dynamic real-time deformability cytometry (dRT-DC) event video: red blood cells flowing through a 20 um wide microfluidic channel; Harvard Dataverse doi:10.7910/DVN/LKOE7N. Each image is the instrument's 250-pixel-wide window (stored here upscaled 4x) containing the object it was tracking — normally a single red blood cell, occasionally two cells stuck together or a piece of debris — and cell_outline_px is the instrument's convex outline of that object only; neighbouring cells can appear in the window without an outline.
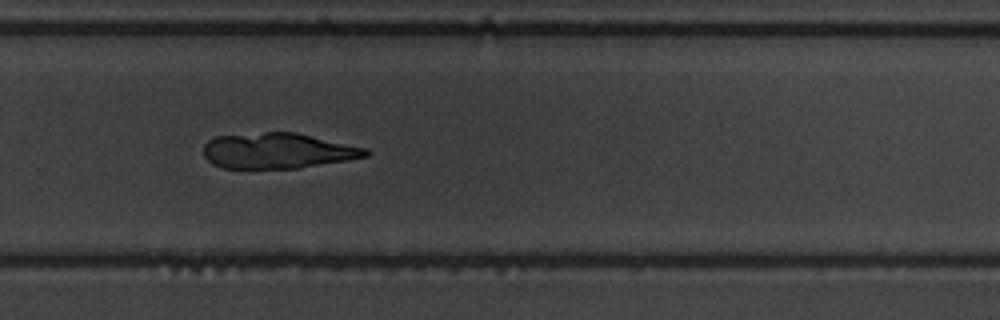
{"species": "common noctule bat (a hibernating species)", "species_latin": "Nyctalus noctula", "temperature_condition": "warm", "stored_images_in_passage": 51, "camera_frame_rate_fps": 3000, "um_per_image_px": 0.085, "animal": {"sex": "male", "body_mass_g": 19.5, "forearm_length_mm": 54.6}, "frame": {"image": 1, "passage_image": 35, "time_ms": 11.333, "image_size_px": [1000, 320], "cell_outline_px": [[372, 152], [368, 156], [300, 168], [220, 168], [212, 164], [204, 156], [204, 144], [208, 140], [216, 136], [264, 132], [296, 132], [368, 148]], "centroid_in_image_um": [23.62, 12.81], "position_along_channel_um": 306.2, "area_um2": 33.76}}
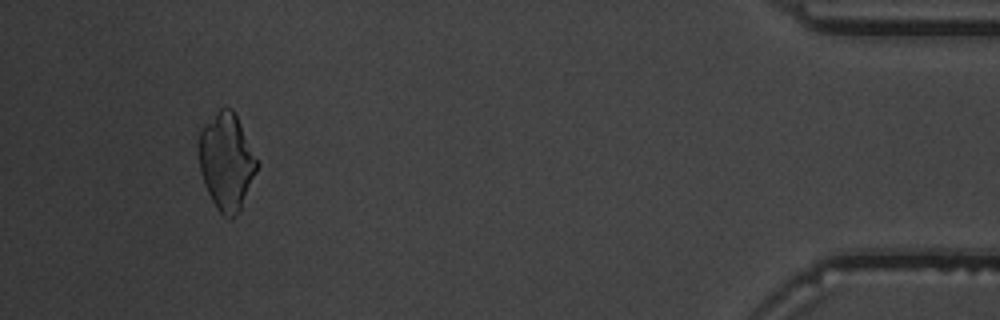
{"frame": {"image": 2, "passage_image": 48, "time_ms": 15.667, "image_size_px": [1000, 320], "cell_outline_px": [[260, 164], [240, 212], [232, 220], [228, 220], [216, 208], [204, 184], [200, 172], [200, 132], [216, 112], [220, 108], [232, 108]], "centroid_in_image_um": [19.29, 13.81], "position_along_channel_um": 415.9, "area_um2": 32.54}}